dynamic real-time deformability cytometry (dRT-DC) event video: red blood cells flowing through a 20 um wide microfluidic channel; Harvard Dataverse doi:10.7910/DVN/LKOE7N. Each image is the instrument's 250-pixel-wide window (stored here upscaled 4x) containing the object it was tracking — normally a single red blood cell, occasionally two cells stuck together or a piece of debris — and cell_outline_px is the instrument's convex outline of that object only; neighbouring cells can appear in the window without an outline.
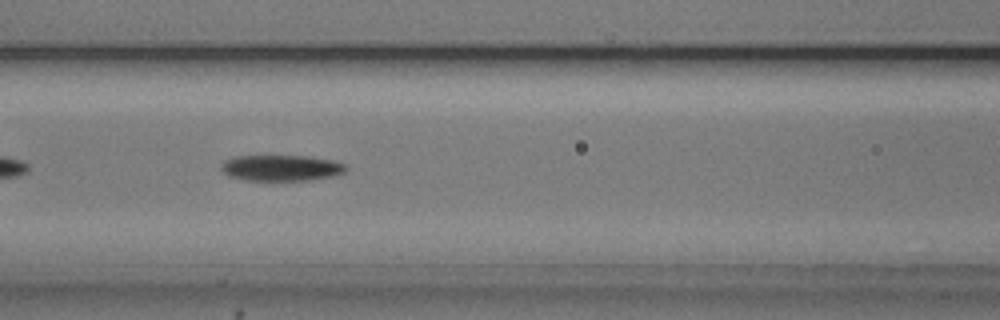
{"species": "common noctule bat (a hibernating species)", "species_latin": "Nyctalus noctula", "temperature_condition": "cold", "stored_images_in_passage": 41, "camera_frame_rate_fps": 3000, "um_per_image_px": 0.085, "animal": {"sex": "male", "body_mass_g": 20.5, "forearm_length_mm": 52.5}, "frame": {"image": 1, "passage_image": 9, "time_ms": 2.667, "image_size_px": [1000, 320], "cell_outline_px": [[348, 168], [344, 172], [332, 176], [308, 180], [248, 180], [228, 176], [220, 168], [224, 160], [232, 156], [308, 156], [332, 160], [344, 164]], "centroid_in_image_um": [23.88, 14.26], "position_along_channel_um": 142.7, "area_um2": 18.79}}
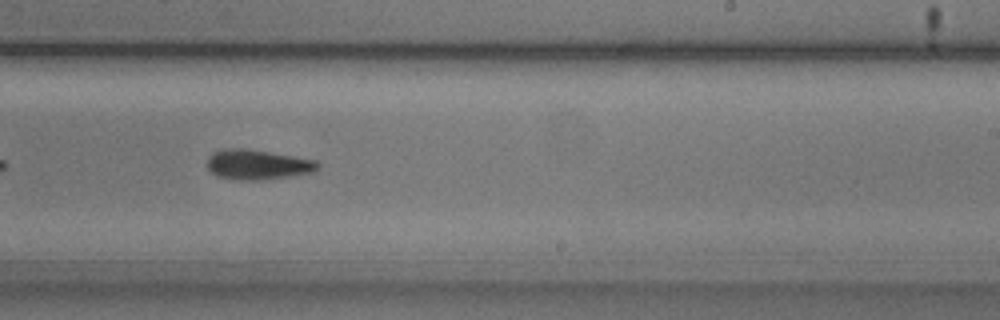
{"frame": {"image": 2, "passage_image": 19, "time_ms": 6.0, "image_size_px": [1000, 320], "cell_outline_px": [[320, 168], [316, 172], [260, 180], [248, 180], [220, 176], [212, 172], [208, 168], [208, 156], [212, 152], [228, 148], [244, 148], [316, 160], [320, 164]], "centroid_in_image_um": [21.94, 13.98], "position_along_channel_um": 267.1, "area_um2": 19.02}}
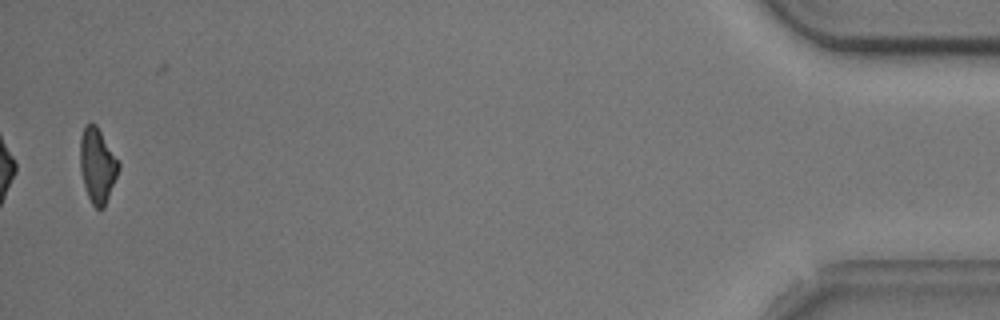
{"frame": {"image": 3, "passage_image": 39, "time_ms": 12.667, "image_size_px": [1000, 320], "cell_outline_px": [[120, 168], [104, 208], [96, 208], [92, 204], [88, 196], [84, 184], [80, 168], [80, 136], [84, 128], [88, 124], [96, 124], [120, 164]], "centroid_in_image_um": [8.28, 14.07], "position_along_channel_um": 426.9, "area_um2": 16.47}, "authors_computed_cell_mechanics": {"area_um2": 18.4382, "velocity_mm_per_s": 3.7471, "shape_relaxation_time_tau1_ms": 2.5489, "shape_relaxation_time_tau2_ms": 8.9402, "deformation_change_tau1": 0.11, "deformation_change_tau2": 0.2284}}